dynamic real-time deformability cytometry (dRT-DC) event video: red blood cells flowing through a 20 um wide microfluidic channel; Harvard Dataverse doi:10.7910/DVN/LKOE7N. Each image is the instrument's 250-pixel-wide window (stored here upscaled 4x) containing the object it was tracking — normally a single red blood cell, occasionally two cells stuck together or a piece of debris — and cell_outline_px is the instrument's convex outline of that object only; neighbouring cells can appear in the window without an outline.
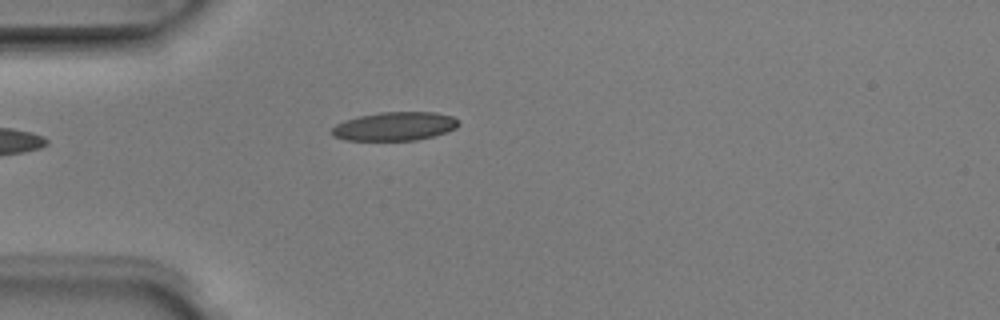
{"species": "Egyptian fruit bat (a non-hibernating species)", "species_latin": "Rousettus aegyptiacus", "temperature_condition": "room temperature", "stored_images_in_passage": 2, "camera_frame_rate_fps": 3000, "um_per_image_px": 0.085, "animal": {"sex": "male"}, "frame": {"image": 1, "passage_image": 2, "time_ms": 0.333, "image_size_px": [1000, 320], "cell_outline_px": [[460, 124], [456, 128], [448, 132], [416, 140], [344, 140], [332, 136], [328, 132], [336, 124], [344, 120], [360, 116], [380, 112], [436, 112], [452, 116], [460, 120]], "centroid_in_image_um": [33.55, 10.73], "position_along_channel_um": 51.5, "area_um2": 21.39}}